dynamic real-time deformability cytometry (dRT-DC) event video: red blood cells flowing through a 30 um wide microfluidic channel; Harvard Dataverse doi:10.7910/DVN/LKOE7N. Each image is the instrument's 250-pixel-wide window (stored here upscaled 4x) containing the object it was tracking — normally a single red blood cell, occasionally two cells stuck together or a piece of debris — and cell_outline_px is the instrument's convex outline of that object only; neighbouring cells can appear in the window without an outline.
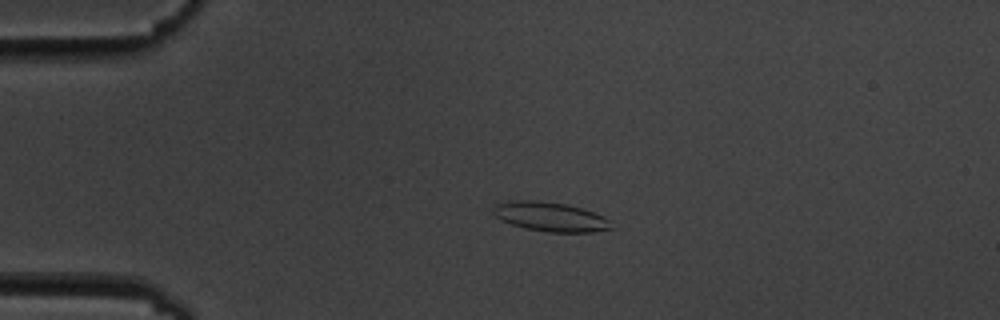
{"species": "common noctule bat (a hibernating species)", "species_latin": "Nyctalus noctula", "temperature_condition": "cold", "stored_images_in_passage": 5, "camera_frame_rate_fps": 3000, "um_per_image_px": 0.085, "animal": {"sex": "male", "body_mass_g": 19.5, "forearm_length_mm": 54.6}, "frame": {"image": 1, "passage_image": 4, "time_ms": 3.667, "image_size_px": [1000, 320], "cell_outline_px": [[612, 228], [596, 232], [548, 232], [524, 228], [500, 220], [492, 212], [492, 208], [496, 204], [508, 200], [536, 200], [564, 204], [580, 208], [604, 216], [608, 220]], "centroid_in_image_um": [46.72, 18.42], "position_along_channel_um": 38.3, "area_um2": 20.11}}